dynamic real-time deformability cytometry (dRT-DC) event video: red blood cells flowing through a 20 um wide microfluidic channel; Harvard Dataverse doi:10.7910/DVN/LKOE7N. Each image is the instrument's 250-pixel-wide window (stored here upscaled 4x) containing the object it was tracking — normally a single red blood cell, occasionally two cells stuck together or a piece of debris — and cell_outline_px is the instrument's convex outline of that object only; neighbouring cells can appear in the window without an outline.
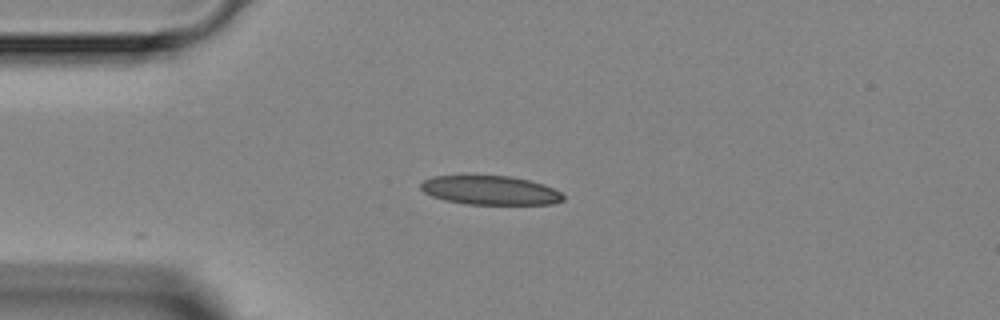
{"species": "Egyptian fruit bat (a non-hibernating species)", "species_latin": "Rousettus aegyptiacus", "temperature_condition": "room temperature", "stored_images_in_passage": 4, "camera_frame_rate_fps": 3000, "um_per_image_px": 0.085, "animal": {"sex": "female"}, "frame": {"image": 1, "passage_image": 2, "time_ms": 1.333, "image_size_px": [1000, 320], "cell_outline_px": [[564, 200], [552, 204], [464, 204], [444, 200], [432, 196], [424, 192], [420, 188], [420, 184], [424, 180], [432, 176], [508, 176], [528, 180], [544, 184], [560, 192], [564, 196]], "centroid_in_image_um": [41.65, 16.18], "position_along_channel_um": 43.3, "area_um2": 23.99}}
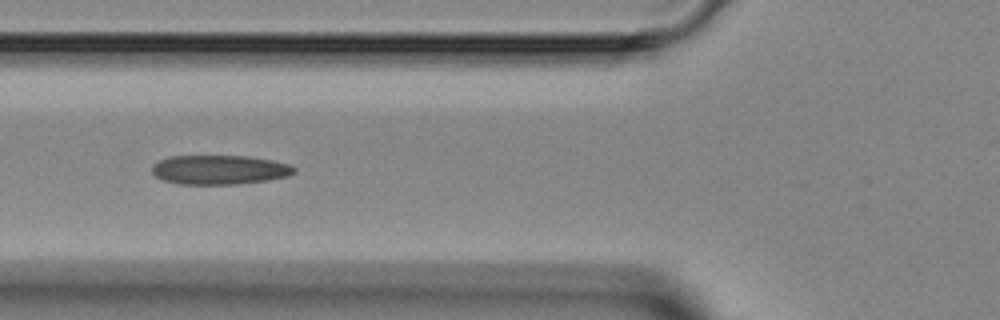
{"frame": {"image": 2, "passage_image": 4, "time_ms": 3.333, "image_size_px": [1000, 320], "cell_outline_px": [[296, 172], [288, 176], [268, 180], [236, 184], [180, 184], [164, 180], [156, 176], [152, 172], [152, 164], [168, 156], [248, 156], [272, 160], [292, 164], [296, 168]], "centroid_in_image_um": [18.68, 14.42], "position_along_channel_um": 107.1, "area_um2": 24.39}}